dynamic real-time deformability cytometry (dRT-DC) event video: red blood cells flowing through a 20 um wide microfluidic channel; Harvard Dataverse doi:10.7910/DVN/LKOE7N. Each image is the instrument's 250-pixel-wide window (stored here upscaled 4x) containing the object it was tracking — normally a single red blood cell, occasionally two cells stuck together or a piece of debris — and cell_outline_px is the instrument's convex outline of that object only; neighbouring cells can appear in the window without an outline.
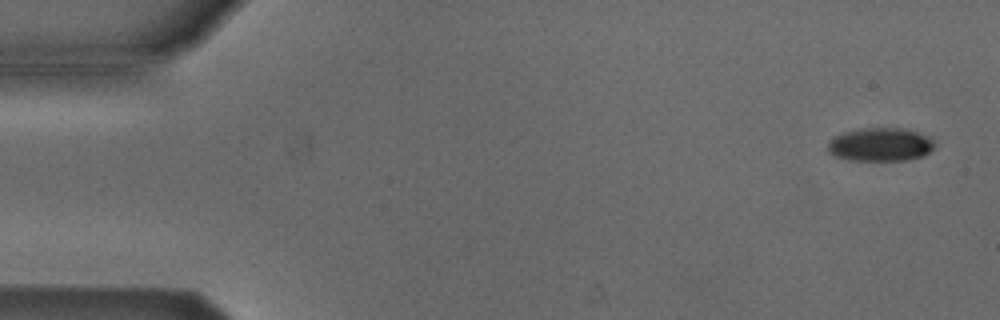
{"species": "Egyptian fruit bat (a non-hibernating species)", "species_latin": "Rousettus aegyptiacus", "temperature_condition": "cold", "stored_images_in_passage": 7, "camera_frame_rate_fps": 3000, "um_per_image_px": 0.085, "animal": {"sex": "male"}, "frame": {"image": 1, "passage_image": 1, "time_ms": 0.0, "image_size_px": [1000, 320], "cell_outline_px": [[936, 148], [920, 156], [908, 160], [848, 160], [832, 156], [828, 152], [828, 140], [844, 132], [864, 128], [904, 128], [928, 136], [936, 140]], "centroid_in_image_um": [74.84, 12.29], "position_along_channel_um": 10.2, "area_um2": 20.98}}
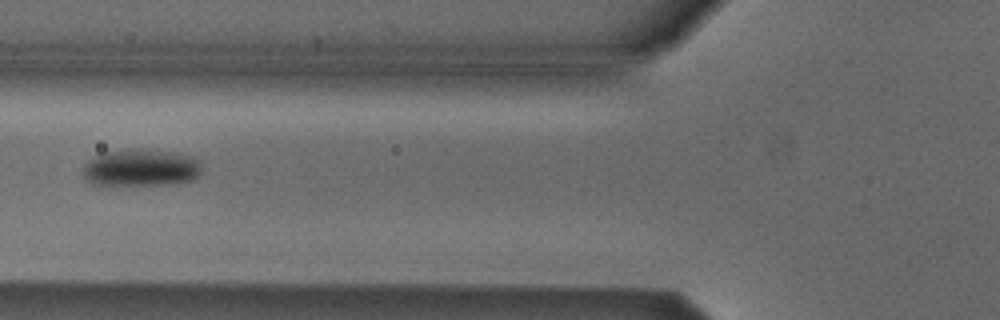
{"frame": {"image": 2, "passage_image": 6, "time_ms": 6.0, "image_size_px": [1000, 320], "cell_outline_px": [[200, 172], [192, 180], [176, 184], [92, 184], [84, 180], [84, 164], [88, 160], [104, 152], [128, 148], [144, 148], [176, 152], [200, 160]], "centroid_in_image_um": [11.97, 14.23], "position_along_channel_um": 113.8, "area_um2": 25.84}}
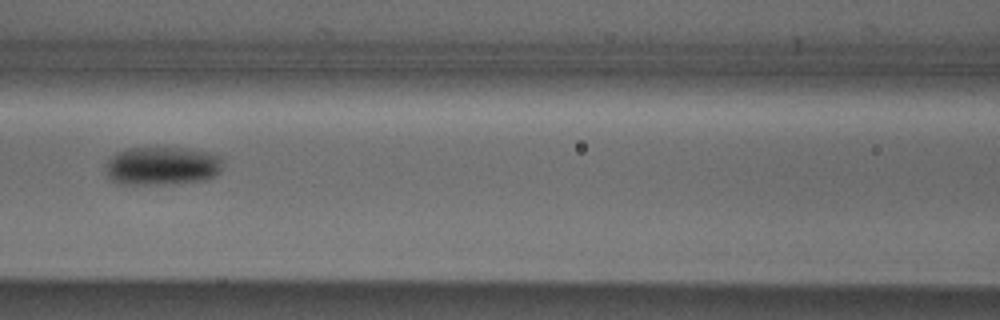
{"frame": {"image": 3, "passage_image": 7, "time_ms": 7.0, "image_size_px": [1000, 320], "cell_outline_px": [[224, 160], [220, 172], [216, 176], [204, 180], [172, 184], [116, 184], [108, 176], [104, 168], [104, 164], [116, 152], [128, 148], [188, 148], [208, 152], [220, 156]], "centroid_in_image_um": [13.78, 14.11], "position_along_channel_um": 152.8, "area_um2": 26.7}}